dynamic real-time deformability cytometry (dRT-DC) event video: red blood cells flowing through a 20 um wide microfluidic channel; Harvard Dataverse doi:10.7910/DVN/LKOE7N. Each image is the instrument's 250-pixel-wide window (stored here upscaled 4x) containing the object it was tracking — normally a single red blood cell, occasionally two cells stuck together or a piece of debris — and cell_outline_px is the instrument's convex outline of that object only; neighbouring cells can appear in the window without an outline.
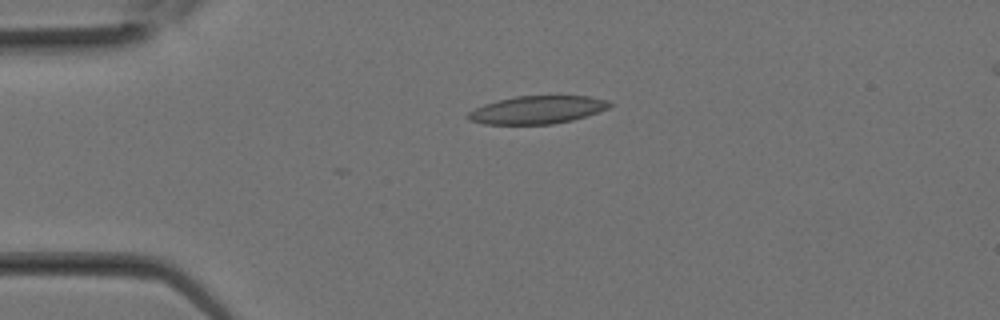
{"species": "Egyptian fruit bat (a non-hibernating species)", "species_latin": "Rousettus aegyptiacus", "temperature_condition": "room temperature", "stored_images_in_passage": 5, "camera_frame_rate_fps": 3000, "um_per_image_px": 0.085, "animal": {"sex": "female"}, "frame": {"image": 1, "passage_image": 1, "time_ms": 0.0, "image_size_px": [1000, 320], "cell_outline_px": [[612, 104], [608, 108], [572, 120], [552, 124], [484, 124], [468, 120], [464, 116], [468, 112], [484, 104], [516, 96], [592, 96], [608, 100]], "centroid_in_image_um": [45.64, 9.33], "position_along_channel_um": 39.4, "area_um2": 22.89}}
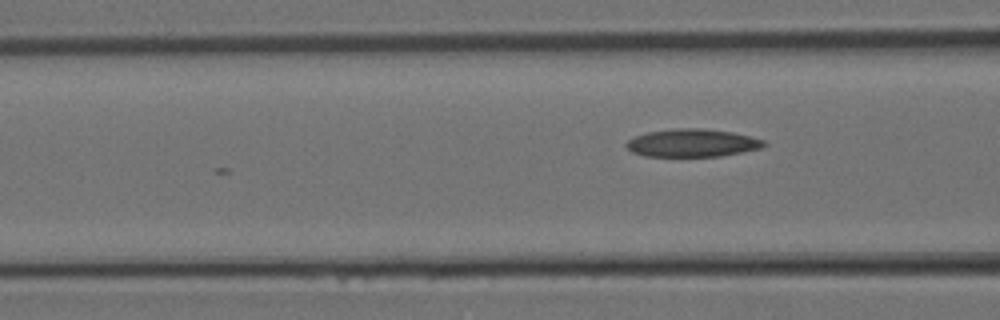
{"frame": {"image": 2, "passage_image": 5, "time_ms": 1.333, "image_size_px": [1000, 320], "cell_outline_px": [[768, 144], [764, 148], [720, 156], [644, 156], [632, 152], [624, 144], [628, 140], [636, 136], [648, 132], [676, 128], [700, 128], [732, 132], [764, 140]], "centroid_in_image_um": [58.86, 12.15], "position_along_channel_um": 107.7, "area_um2": 22.31}}